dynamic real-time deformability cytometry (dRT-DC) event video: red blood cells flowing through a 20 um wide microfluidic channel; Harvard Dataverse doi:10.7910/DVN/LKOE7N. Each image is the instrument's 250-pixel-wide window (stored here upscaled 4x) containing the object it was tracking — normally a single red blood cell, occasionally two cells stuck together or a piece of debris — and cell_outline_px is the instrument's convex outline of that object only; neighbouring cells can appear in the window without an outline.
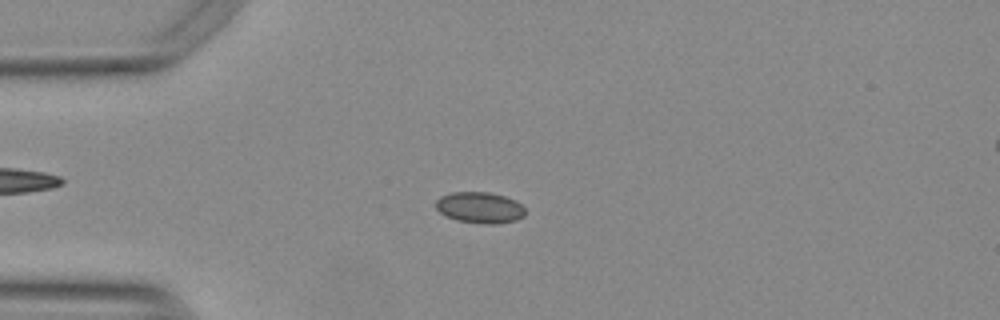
{"species": "Egyptian fruit bat (a non-hibernating species)", "species_latin": "Rousettus aegyptiacus", "temperature_condition": "warm", "stored_images_in_passage": 42, "camera_frame_rate_fps": 3000, "um_per_image_px": 0.085, "animal": {"sex": "female"}, "frame": {"image": 1, "passage_image": 2, "time_ms": 0.333, "image_size_px": [1000, 320], "cell_outline_px": [[524, 216], [516, 220], [496, 224], [484, 224], [456, 220], [440, 212], [436, 208], [436, 200], [440, 196], [452, 192], [488, 192], [504, 196], [516, 200], [524, 208]], "centroid_in_image_um": [40.78, 17.64], "position_along_channel_um": 44.2, "area_um2": 16.18}}
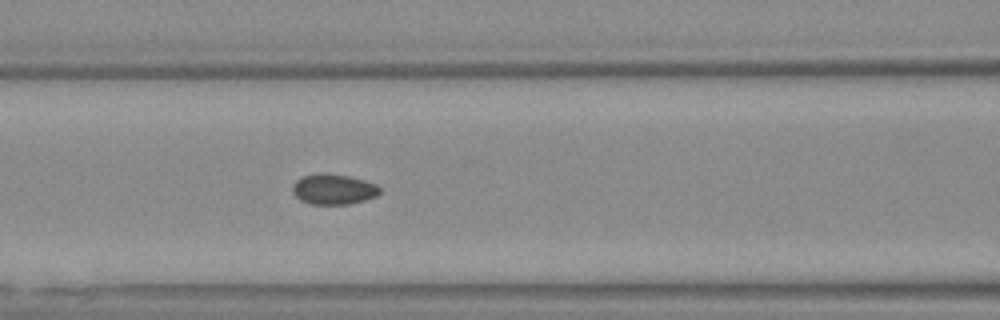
{"frame": {"image": 2, "passage_image": 11, "time_ms": 3.333, "image_size_px": [1000, 320], "cell_outline_px": [[380, 192], [376, 196], [364, 200], [348, 204], [312, 204], [300, 200], [292, 192], [292, 184], [296, 180], [304, 176], [320, 172], [348, 176], [364, 180], [376, 184], [380, 188]], "centroid_in_image_um": [28.33, 16.08], "position_along_channel_um": 138.3, "area_um2": 15.43}}
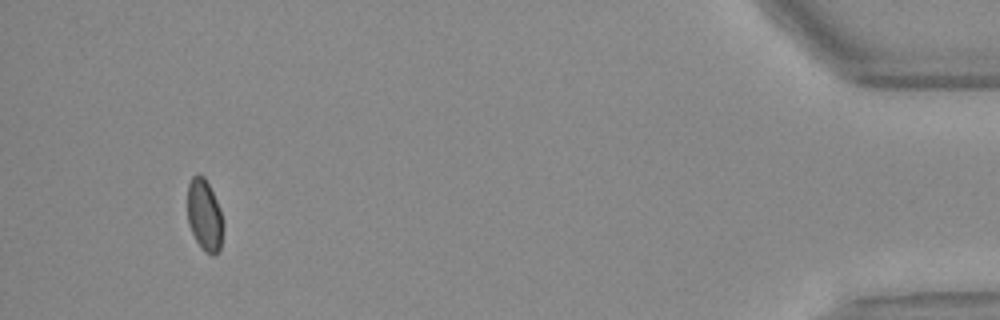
{"frame": {"image": 3, "passage_image": 39, "time_ms": 12.667, "image_size_px": [1000, 320], "cell_outline_px": [[224, 228], [220, 252], [216, 256], [212, 256], [204, 252], [196, 240], [188, 224], [188, 184], [192, 176], [204, 176], [220, 208], [224, 224]], "centroid_in_image_um": [17.41, 18.37], "position_along_channel_um": 417.8, "area_um2": 15.09}, "authors_computed_cell_mechanics": {"area_um2": 15.4326, "velocity_mm_per_s": 3.7901, "shape_relaxation_time_tau1_ms": null, "shape_relaxation_time_tau2_ms": 1.1058, "deformation_change_tau1": null, "deformation_change_tau2": 0.036}}